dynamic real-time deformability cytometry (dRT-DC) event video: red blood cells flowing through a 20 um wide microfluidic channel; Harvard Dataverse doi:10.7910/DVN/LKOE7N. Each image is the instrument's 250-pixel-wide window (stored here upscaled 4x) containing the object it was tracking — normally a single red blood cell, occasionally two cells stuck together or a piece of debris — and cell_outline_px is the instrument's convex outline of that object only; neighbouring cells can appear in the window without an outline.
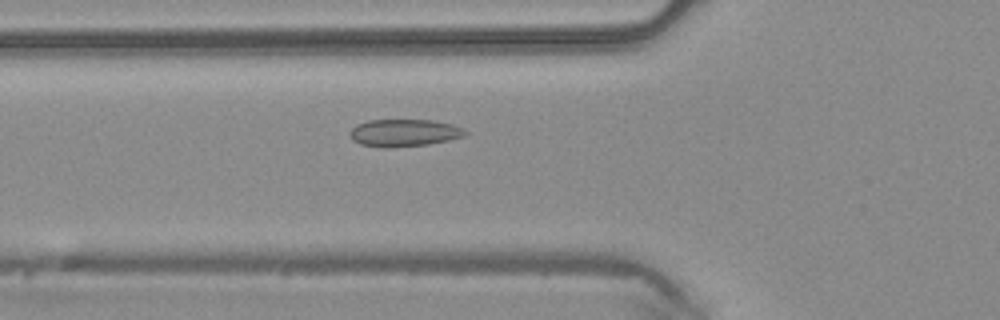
{"species": "common noctule bat (a hibernating species)", "species_latin": "Nyctalus noctula", "temperature_condition": "warm", "stored_images_in_passage": 35, "camera_frame_rate_fps": 3000, "um_per_image_px": 0.085, "animal": {"sex": "male", "body_mass_g": 20.4}, "frame": {"image": 1, "passage_image": 9, "time_ms": 2.667, "image_size_px": [1000, 320], "cell_outline_px": [[468, 132], [464, 136], [448, 140], [428, 144], [388, 148], [384, 148], [360, 144], [352, 140], [348, 136], [348, 132], [356, 124], [368, 120], [432, 120], [452, 124], [464, 128]], "centroid_in_image_um": [34.31, 11.29], "position_along_channel_um": 91.5, "area_um2": 18.55}}
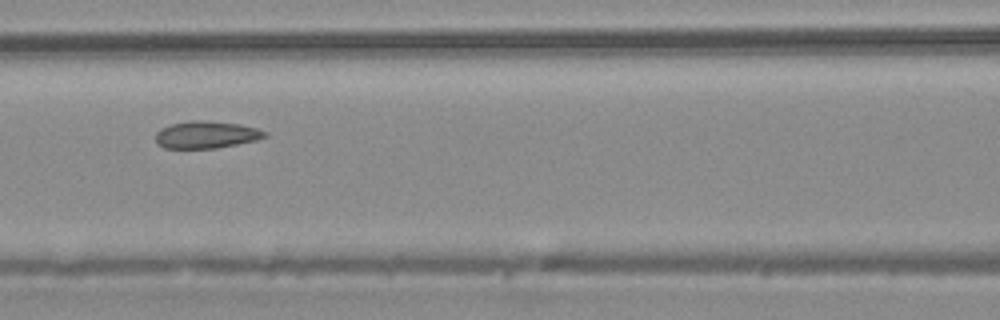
{"frame": {"image": 2, "passage_image": 13, "time_ms": 4.0, "image_size_px": [1000, 320], "cell_outline_px": [[268, 136], [256, 140], [216, 148], [164, 148], [156, 140], [156, 132], [160, 128], [172, 124], [192, 120], [200, 120], [240, 124], [256, 128], [268, 132]], "centroid_in_image_um": [17.55, 11.44], "position_along_channel_um": 149.1, "area_um2": 17.17}}
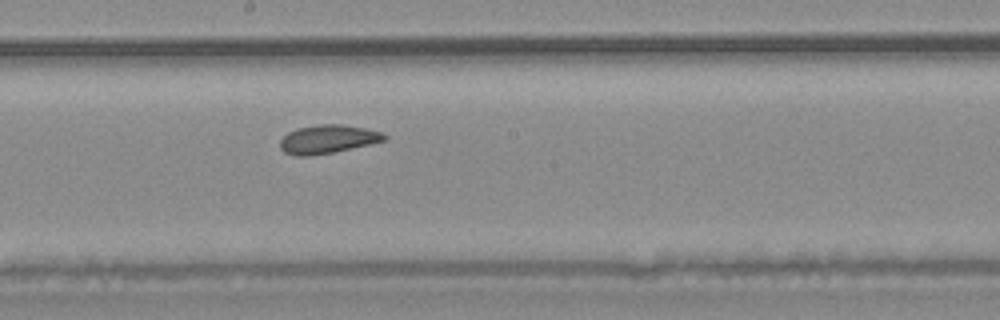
{"frame": {"image": 3, "passage_image": 18, "time_ms": 5.667, "image_size_px": [1000, 320], "cell_outline_px": [[388, 136], [384, 140], [368, 144], [332, 152], [312, 156], [296, 156], [284, 152], [280, 148], [280, 140], [288, 132], [296, 128], [320, 124], [340, 124], [364, 128], [380, 132]], "centroid_in_image_um": [27.8, 11.83], "position_along_channel_um": 220.4, "area_um2": 17.11}}